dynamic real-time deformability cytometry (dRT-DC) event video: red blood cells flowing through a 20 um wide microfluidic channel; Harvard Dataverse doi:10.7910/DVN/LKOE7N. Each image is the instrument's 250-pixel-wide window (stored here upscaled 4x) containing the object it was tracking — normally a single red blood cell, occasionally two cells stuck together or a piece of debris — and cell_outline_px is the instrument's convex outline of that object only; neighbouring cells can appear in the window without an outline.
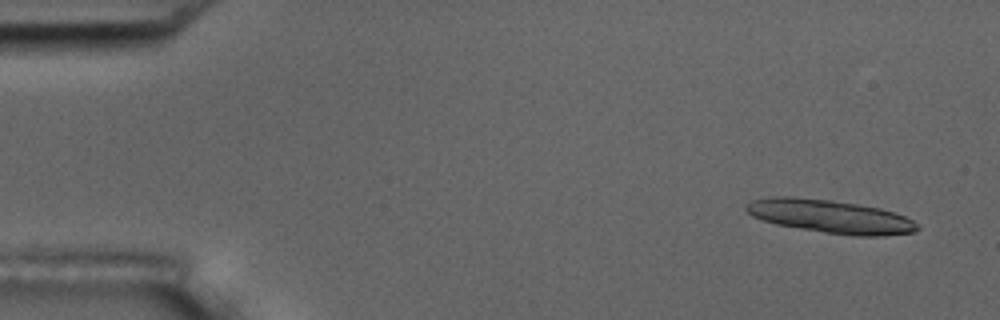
{"species": "common noctule bat (a hibernating species)", "species_latin": "Nyctalus noctula", "temperature_condition": "room temperature", "stored_images_in_passage": 4, "camera_frame_rate_fps": 3000, "um_per_image_px": 0.085, "animal": {"sex": "male", "body_mass_g": 17.5, "forearm_length_mm": 52.3}, "frame": {"image": 1, "passage_image": 1, "time_ms": 0.0, "image_size_px": [1000, 320], "cell_outline_px": [[920, 228], [912, 232], [884, 236], [852, 236], [824, 232], [776, 224], [752, 216], [744, 208], [744, 204], [752, 200], [768, 196], [792, 196], [832, 200], [880, 208], [904, 216], [912, 220]], "centroid_in_image_um": [70.53, 18.39], "position_along_channel_um": 14.5, "area_um2": 33.18}}